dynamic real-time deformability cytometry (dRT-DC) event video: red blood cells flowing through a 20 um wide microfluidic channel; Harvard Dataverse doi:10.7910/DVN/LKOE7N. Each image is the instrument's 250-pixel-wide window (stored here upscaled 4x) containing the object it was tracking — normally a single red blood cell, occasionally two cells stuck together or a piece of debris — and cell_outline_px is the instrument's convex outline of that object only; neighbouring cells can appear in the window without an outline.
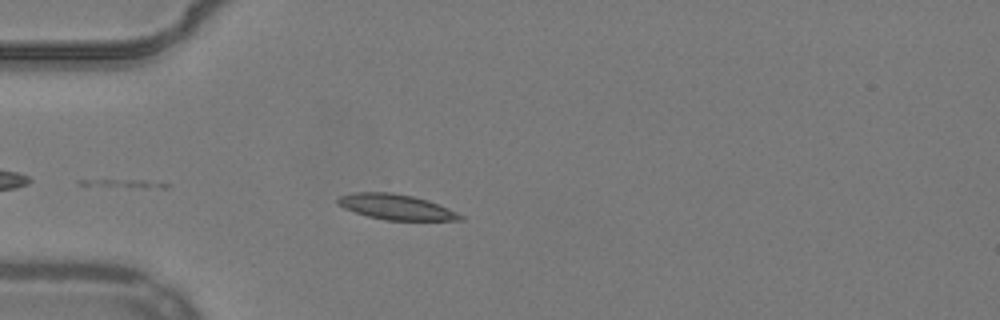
{"species": "common noctule bat (a hibernating species)", "species_latin": "Nyctalus noctula", "temperature_condition": "warm", "stored_images_in_passage": 14, "camera_frame_rate_fps": 3000, "um_per_image_px": 0.085, "animal": {"sex": "male", "body_mass_g": 19.2, "forearm_length_mm": 51.8}, "frame": {"image": 1, "passage_image": 6, "time_ms": 1.667, "image_size_px": [1000, 320], "cell_outline_px": [[464, 220], [384, 220], [368, 216], [344, 208], [336, 200], [340, 196], [356, 192], [392, 192], [412, 196], [428, 200], [448, 208], [464, 216]], "centroid_in_image_um": [33.69, 17.59], "position_along_channel_um": 51.3, "area_um2": 17.92}}
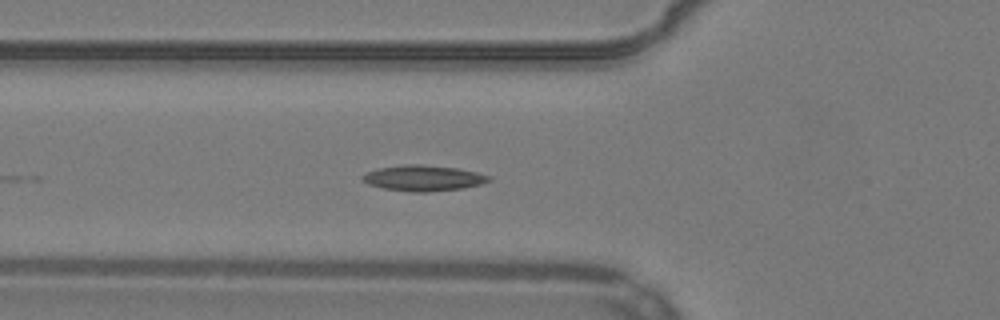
{"frame": {"image": 2, "passage_image": 10, "time_ms": 3.0, "image_size_px": [1000, 320], "cell_outline_px": [[492, 180], [480, 184], [464, 188], [428, 192], [412, 192], [380, 188], [368, 184], [360, 180], [360, 176], [364, 172], [380, 168], [400, 164], [420, 164], [456, 168], [476, 172], [492, 176]], "centroid_in_image_um": [35.93, 15.14], "position_along_channel_um": 89.9, "area_um2": 19.25}}